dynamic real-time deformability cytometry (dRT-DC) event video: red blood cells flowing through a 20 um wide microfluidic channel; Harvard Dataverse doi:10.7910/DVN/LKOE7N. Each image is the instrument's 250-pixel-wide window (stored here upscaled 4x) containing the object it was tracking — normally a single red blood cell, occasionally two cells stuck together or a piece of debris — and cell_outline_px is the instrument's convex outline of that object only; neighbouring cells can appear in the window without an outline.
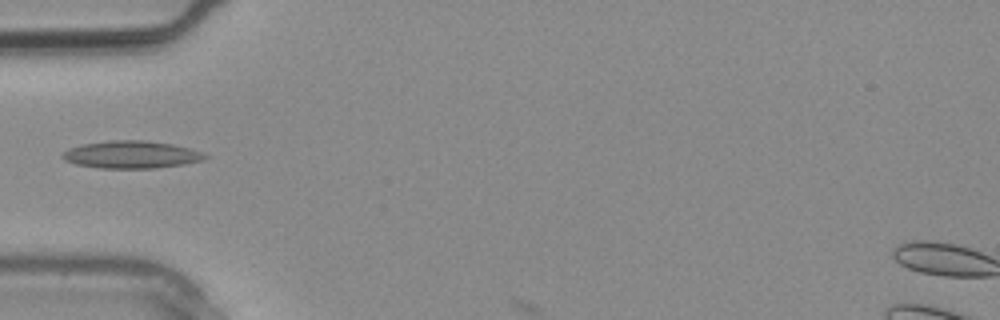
{"species": "common noctule bat (a hibernating species)", "species_latin": "Nyctalus noctula", "temperature_condition": "warm", "stored_images_in_passage": 1, "camera_frame_rate_fps": 3000, "um_per_image_px": 0.085, "animal": {"sex": "male", "body_mass_g": 20.4}, "frame": {"image": 1, "passage_image": 1, "time_ms": 0.0, "image_size_px": [1000, 320], "cell_outline_px": [[212, 156], [204, 160], [184, 164], [156, 168], [100, 168], [76, 164], [64, 160], [60, 156], [68, 148], [80, 144], [112, 140], [144, 140], [172, 144], [204, 152]], "centroid_in_image_um": [11.19, 13.14], "position_along_channel_um": 73.8, "area_um2": 23.0}}